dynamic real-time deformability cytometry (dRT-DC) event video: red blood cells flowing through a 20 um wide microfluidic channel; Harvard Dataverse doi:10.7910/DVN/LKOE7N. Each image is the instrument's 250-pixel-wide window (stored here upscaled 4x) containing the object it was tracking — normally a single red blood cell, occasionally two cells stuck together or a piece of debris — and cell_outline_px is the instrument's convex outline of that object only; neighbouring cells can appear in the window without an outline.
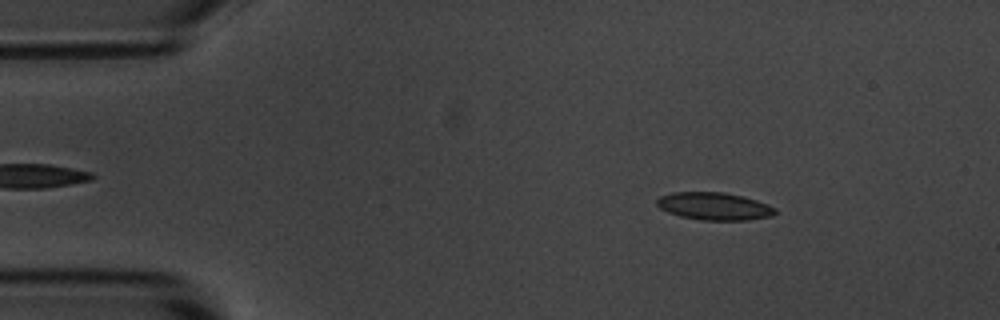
{"species": "common noctule bat (a hibernating species)", "species_latin": "Nyctalus noctula", "temperature_condition": "room temperature", "stored_images_in_passage": 6, "camera_frame_rate_fps": 3000, "um_per_image_px": 0.085, "animal": {"sex": "male", "body_mass_g": 20.1, "forearm_length_mm": 53.5}, "frame": {"image": 1, "passage_image": 2, "time_ms": 1.0, "image_size_px": [1000, 320], "cell_outline_px": [[776, 212], [772, 216], [748, 220], [700, 220], [680, 216], [668, 212], [660, 208], [656, 204], [656, 200], [660, 196], [672, 192], [724, 192], [744, 196], [768, 204], [776, 208]], "centroid_in_image_um": [60.71, 17.52], "position_along_channel_um": 24.3, "area_um2": 19.13}}
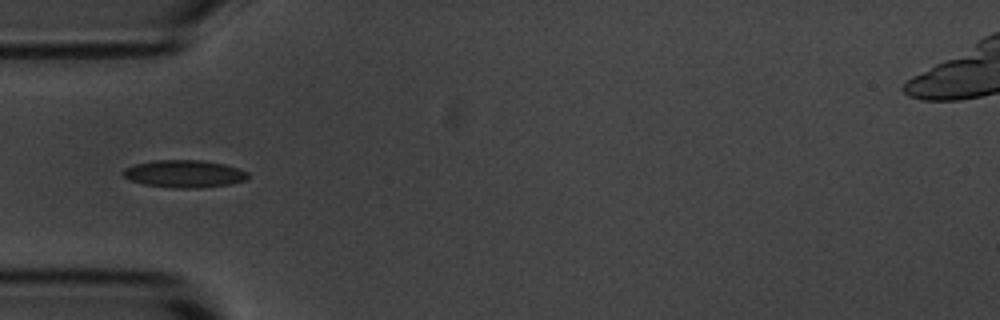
{"frame": {"image": 2, "passage_image": 4, "time_ms": 4.0, "image_size_px": [1000, 320], "cell_outline_px": [[248, 180], [228, 184], [200, 188], [168, 188], [144, 184], [128, 180], [120, 172], [124, 168], [136, 164], [152, 160], [204, 160], [224, 164], [248, 172]], "centroid_in_image_um": [15.63, 14.77], "position_along_channel_um": 69.4, "area_um2": 20.17}}
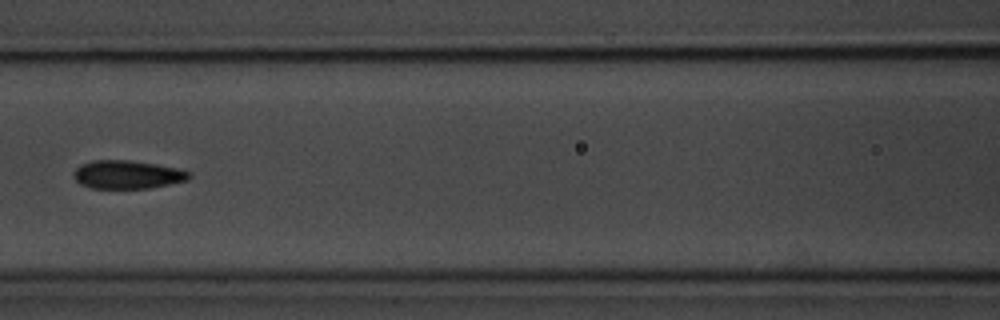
{"frame": {"image": 3, "passage_image": 6, "time_ms": 6.333, "image_size_px": [1000, 320], "cell_outline_px": [[192, 176], [188, 180], [148, 188], [92, 188], [80, 184], [72, 176], [72, 172], [80, 164], [92, 160], [128, 160], [156, 164], [176, 168], [188, 172]], "centroid_in_image_um": [10.77, 14.83], "position_along_channel_um": 155.8, "area_um2": 19.02}}